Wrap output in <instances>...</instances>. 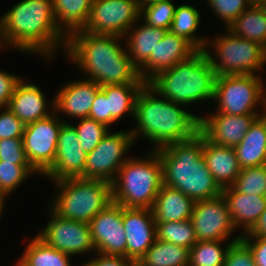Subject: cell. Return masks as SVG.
<instances>
[{"mask_svg": "<svg viewBox=\"0 0 266 266\" xmlns=\"http://www.w3.org/2000/svg\"><path fill=\"white\" fill-rule=\"evenodd\" d=\"M156 239L191 249L196 233L190 219L175 222H156Z\"/></svg>", "mask_w": 266, "mask_h": 266, "instance_id": "34", "label": "cell"}, {"mask_svg": "<svg viewBox=\"0 0 266 266\" xmlns=\"http://www.w3.org/2000/svg\"><path fill=\"white\" fill-rule=\"evenodd\" d=\"M6 194L0 189V217L3 211V207L5 206Z\"/></svg>", "mask_w": 266, "mask_h": 266, "instance_id": "48", "label": "cell"}, {"mask_svg": "<svg viewBox=\"0 0 266 266\" xmlns=\"http://www.w3.org/2000/svg\"><path fill=\"white\" fill-rule=\"evenodd\" d=\"M73 126L77 132L82 149L86 153L95 149L110 129L104 124L90 118L79 119V122Z\"/></svg>", "mask_w": 266, "mask_h": 266, "instance_id": "38", "label": "cell"}, {"mask_svg": "<svg viewBox=\"0 0 266 266\" xmlns=\"http://www.w3.org/2000/svg\"><path fill=\"white\" fill-rule=\"evenodd\" d=\"M233 187L243 194L266 196V164L241 169Z\"/></svg>", "mask_w": 266, "mask_h": 266, "instance_id": "35", "label": "cell"}, {"mask_svg": "<svg viewBox=\"0 0 266 266\" xmlns=\"http://www.w3.org/2000/svg\"><path fill=\"white\" fill-rule=\"evenodd\" d=\"M24 128L25 124L8 107L0 108V139L22 138Z\"/></svg>", "mask_w": 266, "mask_h": 266, "instance_id": "42", "label": "cell"}, {"mask_svg": "<svg viewBox=\"0 0 266 266\" xmlns=\"http://www.w3.org/2000/svg\"><path fill=\"white\" fill-rule=\"evenodd\" d=\"M72 123L64 122L58 135L56 157L53 165L43 174L53 182L66 178H84L87 153L80 144Z\"/></svg>", "mask_w": 266, "mask_h": 266, "instance_id": "16", "label": "cell"}, {"mask_svg": "<svg viewBox=\"0 0 266 266\" xmlns=\"http://www.w3.org/2000/svg\"><path fill=\"white\" fill-rule=\"evenodd\" d=\"M235 229L242 228V235L250 232L266 208V196L247 195L233 186L222 189Z\"/></svg>", "mask_w": 266, "mask_h": 266, "instance_id": "22", "label": "cell"}, {"mask_svg": "<svg viewBox=\"0 0 266 266\" xmlns=\"http://www.w3.org/2000/svg\"><path fill=\"white\" fill-rule=\"evenodd\" d=\"M32 173L38 175L31 165H18L12 162L0 161V189L6 196L11 195Z\"/></svg>", "mask_w": 266, "mask_h": 266, "instance_id": "37", "label": "cell"}, {"mask_svg": "<svg viewBox=\"0 0 266 266\" xmlns=\"http://www.w3.org/2000/svg\"><path fill=\"white\" fill-rule=\"evenodd\" d=\"M138 20H141L138 0H93L82 31L124 37L134 24H138Z\"/></svg>", "mask_w": 266, "mask_h": 266, "instance_id": "11", "label": "cell"}, {"mask_svg": "<svg viewBox=\"0 0 266 266\" xmlns=\"http://www.w3.org/2000/svg\"><path fill=\"white\" fill-rule=\"evenodd\" d=\"M67 37L56 22L52 0H22L0 17L1 49L14 47L49 60L58 48L65 51Z\"/></svg>", "mask_w": 266, "mask_h": 266, "instance_id": "1", "label": "cell"}, {"mask_svg": "<svg viewBox=\"0 0 266 266\" xmlns=\"http://www.w3.org/2000/svg\"><path fill=\"white\" fill-rule=\"evenodd\" d=\"M162 163L163 184L180 190L194 201L222 195L203 156V135L169 143L155 150Z\"/></svg>", "mask_w": 266, "mask_h": 266, "instance_id": "4", "label": "cell"}, {"mask_svg": "<svg viewBox=\"0 0 266 266\" xmlns=\"http://www.w3.org/2000/svg\"><path fill=\"white\" fill-rule=\"evenodd\" d=\"M24 80L23 78L17 83L8 108L27 125L50 116L55 111V104L54 98L48 102L51 104L47 103L45 94L39 86Z\"/></svg>", "mask_w": 266, "mask_h": 266, "instance_id": "20", "label": "cell"}, {"mask_svg": "<svg viewBox=\"0 0 266 266\" xmlns=\"http://www.w3.org/2000/svg\"><path fill=\"white\" fill-rule=\"evenodd\" d=\"M97 256V257H96ZM94 258L83 263L82 266H135L136 263L124 256L103 255L97 253Z\"/></svg>", "mask_w": 266, "mask_h": 266, "instance_id": "46", "label": "cell"}, {"mask_svg": "<svg viewBox=\"0 0 266 266\" xmlns=\"http://www.w3.org/2000/svg\"><path fill=\"white\" fill-rule=\"evenodd\" d=\"M223 266H256L252 250L242 239L234 241L227 251Z\"/></svg>", "mask_w": 266, "mask_h": 266, "instance_id": "41", "label": "cell"}, {"mask_svg": "<svg viewBox=\"0 0 266 266\" xmlns=\"http://www.w3.org/2000/svg\"><path fill=\"white\" fill-rule=\"evenodd\" d=\"M0 161L30 165L25 154L22 138L0 139Z\"/></svg>", "mask_w": 266, "mask_h": 266, "instance_id": "40", "label": "cell"}, {"mask_svg": "<svg viewBox=\"0 0 266 266\" xmlns=\"http://www.w3.org/2000/svg\"><path fill=\"white\" fill-rule=\"evenodd\" d=\"M21 257L28 266H71L70 255L61 252L35 236Z\"/></svg>", "mask_w": 266, "mask_h": 266, "instance_id": "32", "label": "cell"}, {"mask_svg": "<svg viewBox=\"0 0 266 266\" xmlns=\"http://www.w3.org/2000/svg\"><path fill=\"white\" fill-rule=\"evenodd\" d=\"M197 241H226L236 232L226 200L222 195L195 201L190 217Z\"/></svg>", "mask_w": 266, "mask_h": 266, "instance_id": "14", "label": "cell"}, {"mask_svg": "<svg viewBox=\"0 0 266 266\" xmlns=\"http://www.w3.org/2000/svg\"><path fill=\"white\" fill-rule=\"evenodd\" d=\"M216 74L203 50L153 77L148 84L168 100L187 106L214 98Z\"/></svg>", "mask_w": 266, "mask_h": 266, "instance_id": "5", "label": "cell"}, {"mask_svg": "<svg viewBox=\"0 0 266 266\" xmlns=\"http://www.w3.org/2000/svg\"><path fill=\"white\" fill-rule=\"evenodd\" d=\"M207 2L210 9L227 27L254 3L253 0H207Z\"/></svg>", "mask_w": 266, "mask_h": 266, "instance_id": "39", "label": "cell"}, {"mask_svg": "<svg viewBox=\"0 0 266 266\" xmlns=\"http://www.w3.org/2000/svg\"><path fill=\"white\" fill-rule=\"evenodd\" d=\"M233 35L260 44L266 45V14L254 2L228 27Z\"/></svg>", "mask_w": 266, "mask_h": 266, "instance_id": "29", "label": "cell"}, {"mask_svg": "<svg viewBox=\"0 0 266 266\" xmlns=\"http://www.w3.org/2000/svg\"><path fill=\"white\" fill-rule=\"evenodd\" d=\"M261 115H228L225 113L200 116L199 132L210 142L235 148L253 122Z\"/></svg>", "mask_w": 266, "mask_h": 266, "instance_id": "18", "label": "cell"}, {"mask_svg": "<svg viewBox=\"0 0 266 266\" xmlns=\"http://www.w3.org/2000/svg\"><path fill=\"white\" fill-rule=\"evenodd\" d=\"M21 76L0 70V108L8 107L14 89Z\"/></svg>", "mask_w": 266, "mask_h": 266, "instance_id": "43", "label": "cell"}, {"mask_svg": "<svg viewBox=\"0 0 266 266\" xmlns=\"http://www.w3.org/2000/svg\"><path fill=\"white\" fill-rule=\"evenodd\" d=\"M122 38L117 35H93L79 30L67 37L65 51L70 61L101 87L146 83L132 64L126 46H121Z\"/></svg>", "mask_w": 266, "mask_h": 266, "instance_id": "2", "label": "cell"}, {"mask_svg": "<svg viewBox=\"0 0 266 266\" xmlns=\"http://www.w3.org/2000/svg\"><path fill=\"white\" fill-rule=\"evenodd\" d=\"M201 15L197 8L192 5L182 4L175 8L170 31L190 41L198 50H203L209 43L207 38L198 37L196 30L200 26Z\"/></svg>", "mask_w": 266, "mask_h": 266, "instance_id": "31", "label": "cell"}, {"mask_svg": "<svg viewBox=\"0 0 266 266\" xmlns=\"http://www.w3.org/2000/svg\"><path fill=\"white\" fill-rule=\"evenodd\" d=\"M163 185L162 163L151 149L145 158L130 157L112 182V201L126 208L152 209Z\"/></svg>", "mask_w": 266, "mask_h": 266, "instance_id": "6", "label": "cell"}, {"mask_svg": "<svg viewBox=\"0 0 266 266\" xmlns=\"http://www.w3.org/2000/svg\"><path fill=\"white\" fill-rule=\"evenodd\" d=\"M203 156L218 186H233L241 171L235 149L218 146L203 136Z\"/></svg>", "mask_w": 266, "mask_h": 266, "instance_id": "23", "label": "cell"}, {"mask_svg": "<svg viewBox=\"0 0 266 266\" xmlns=\"http://www.w3.org/2000/svg\"><path fill=\"white\" fill-rule=\"evenodd\" d=\"M101 86L91 79L68 82L54 96V112L74 118H88L93 101Z\"/></svg>", "mask_w": 266, "mask_h": 266, "instance_id": "21", "label": "cell"}, {"mask_svg": "<svg viewBox=\"0 0 266 266\" xmlns=\"http://www.w3.org/2000/svg\"><path fill=\"white\" fill-rule=\"evenodd\" d=\"M264 53V65H266V45L263 47Z\"/></svg>", "mask_w": 266, "mask_h": 266, "instance_id": "52", "label": "cell"}, {"mask_svg": "<svg viewBox=\"0 0 266 266\" xmlns=\"http://www.w3.org/2000/svg\"><path fill=\"white\" fill-rule=\"evenodd\" d=\"M198 49L186 38L167 31L164 38L154 48V53L138 69L139 76L148 83L153 77L172 68L195 54Z\"/></svg>", "mask_w": 266, "mask_h": 266, "instance_id": "19", "label": "cell"}, {"mask_svg": "<svg viewBox=\"0 0 266 266\" xmlns=\"http://www.w3.org/2000/svg\"><path fill=\"white\" fill-rule=\"evenodd\" d=\"M255 3L266 14V0H256Z\"/></svg>", "mask_w": 266, "mask_h": 266, "instance_id": "50", "label": "cell"}, {"mask_svg": "<svg viewBox=\"0 0 266 266\" xmlns=\"http://www.w3.org/2000/svg\"><path fill=\"white\" fill-rule=\"evenodd\" d=\"M53 183H56L58 194L49 206L65 219L89 223L113 202L112 183L105 180L79 177Z\"/></svg>", "mask_w": 266, "mask_h": 266, "instance_id": "7", "label": "cell"}, {"mask_svg": "<svg viewBox=\"0 0 266 266\" xmlns=\"http://www.w3.org/2000/svg\"><path fill=\"white\" fill-rule=\"evenodd\" d=\"M88 118L98 121L108 127V100L105 95V86L98 89Z\"/></svg>", "mask_w": 266, "mask_h": 266, "instance_id": "44", "label": "cell"}, {"mask_svg": "<svg viewBox=\"0 0 266 266\" xmlns=\"http://www.w3.org/2000/svg\"><path fill=\"white\" fill-rule=\"evenodd\" d=\"M96 252L126 258V235L122 205L112 202L88 223Z\"/></svg>", "mask_w": 266, "mask_h": 266, "instance_id": "15", "label": "cell"}, {"mask_svg": "<svg viewBox=\"0 0 266 266\" xmlns=\"http://www.w3.org/2000/svg\"><path fill=\"white\" fill-rule=\"evenodd\" d=\"M210 43H213L210 47L213 52L208 49V44L203 51L216 76L258 75L255 72L264 69L263 47L256 42L239 38L227 30L226 34L217 36Z\"/></svg>", "mask_w": 266, "mask_h": 266, "instance_id": "8", "label": "cell"}, {"mask_svg": "<svg viewBox=\"0 0 266 266\" xmlns=\"http://www.w3.org/2000/svg\"><path fill=\"white\" fill-rule=\"evenodd\" d=\"M263 80L260 75L216 76L213 98L218 109L216 113L262 115L266 103ZM259 103L263 108L260 114L257 112Z\"/></svg>", "mask_w": 266, "mask_h": 266, "instance_id": "9", "label": "cell"}, {"mask_svg": "<svg viewBox=\"0 0 266 266\" xmlns=\"http://www.w3.org/2000/svg\"><path fill=\"white\" fill-rule=\"evenodd\" d=\"M241 236H260L266 238V208L262 212L261 217L254 228Z\"/></svg>", "mask_w": 266, "mask_h": 266, "instance_id": "47", "label": "cell"}, {"mask_svg": "<svg viewBox=\"0 0 266 266\" xmlns=\"http://www.w3.org/2000/svg\"><path fill=\"white\" fill-rule=\"evenodd\" d=\"M167 29L149 26L146 23L136 26L135 24L127 31L124 37L127 40L126 49L132 64L139 69L154 53V48L161 41Z\"/></svg>", "mask_w": 266, "mask_h": 266, "instance_id": "26", "label": "cell"}, {"mask_svg": "<svg viewBox=\"0 0 266 266\" xmlns=\"http://www.w3.org/2000/svg\"><path fill=\"white\" fill-rule=\"evenodd\" d=\"M158 1H161V0H138V2H139V8L141 9L144 6H147L149 4L156 3Z\"/></svg>", "mask_w": 266, "mask_h": 266, "instance_id": "49", "label": "cell"}, {"mask_svg": "<svg viewBox=\"0 0 266 266\" xmlns=\"http://www.w3.org/2000/svg\"><path fill=\"white\" fill-rule=\"evenodd\" d=\"M134 142L130 130L115 133L108 131L96 148L87 153L84 178L101 179L112 183L119 169L129 159L125 155Z\"/></svg>", "mask_w": 266, "mask_h": 266, "instance_id": "10", "label": "cell"}, {"mask_svg": "<svg viewBox=\"0 0 266 266\" xmlns=\"http://www.w3.org/2000/svg\"><path fill=\"white\" fill-rule=\"evenodd\" d=\"M176 6L172 0H161L140 9V19L149 26L170 30Z\"/></svg>", "mask_w": 266, "mask_h": 266, "instance_id": "36", "label": "cell"}, {"mask_svg": "<svg viewBox=\"0 0 266 266\" xmlns=\"http://www.w3.org/2000/svg\"><path fill=\"white\" fill-rule=\"evenodd\" d=\"M250 247L256 266H266V238L260 236H241Z\"/></svg>", "mask_w": 266, "mask_h": 266, "instance_id": "45", "label": "cell"}, {"mask_svg": "<svg viewBox=\"0 0 266 266\" xmlns=\"http://www.w3.org/2000/svg\"><path fill=\"white\" fill-rule=\"evenodd\" d=\"M56 112L50 116L25 125L22 135L23 147L31 167L43 175L56 157L58 135L62 124Z\"/></svg>", "mask_w": 266, "mask_h": 266, "instance_id": "12", "label": "cell"}, {"mask_svg": "<svg viewBox=\"0 0 266 266\" xmlns=\"http://www.w3.org/2000/svg\"><path fill=\"white\" fill-rule=\"evenodd\" d=\"M240 239L241 234L229 241L225 247L222 243L226 241H197L190 249L189 266H223L230 245Z\"/></svg>", "mask_w": 266, "mask_h": 266, "instance_id": "33", "label": "cell"}, {"mask_svg": "<svg viewBox=\"0 0 266 266\" xmlns=\"http://www.w3.org/2000/svg\"><path fill=\"white\" fill-rule=\"evenodd\" d=\"M47 209L51 219L44 230L38 232L39 238L71 257L92 250L96 253L88 223L62 218L50 207Z\"/></svg>", "mask_w": 266, "mask_h": 266, "instance_id": "13", "label": "cell"}, {"mask_svg": "<svg viewBox=\"0 0 266 266\" xmlns=\"http://www.w3.org/2000/svg\"><path fill=\"white\" fill-rule=\"evenodd\" d=\"M195 201L180 190L162 185L152 212L155 222H175L190 219Z\"/></svg>", "mask_w": 266, "mask_h": 266, "instance_id": "24", "label": "cell"}, {"mask_svg": "<svg viewBox=\"0 0 266 266\" xmlns=\"http://www.w3.org/2000/svg\"><path fill=\"white\" fill-rule=\"evenodd\" d=\"M15 266H28L26 262L20 257Z\"/></svg>", "mask_w": 266, "mask_h": 266, "instance_id": "51", "label": "cell"}, {"mask_svg": "<svg viewBox=\"0 0 266 266\" xmlns=\"http://www.w3.org/2000/svg\"><path fill=\"white\" fill-rule=\"evenodd\" d=\"M234 149L241 169L266 164V109Z\"/></svg>", "mask_w": 266, "mask_h": 266, "instance_id": "25", "label": "cell"}, {"mask_svg": "<svg viewBox=\"0 0 266 266\" xmlns=\"http://www.w3.org/2000/svg\"><path fill=\"white\" fill-rule=\"evenodd\" d=\"M59 28L69 36L88 21L93 0H52Z\"/></svg>", "mask_w": 266, "mask_h": 266, "instance_id": "28", "label": "cell"}, {"mask_svg": "<svg viewBox=\"0 0 266 266\" xmlns=\"http://www.w3.org/2000/svg\"><path fill=\"white\" fill-rule=\"evenodd\" d=\"M134 119L136 126L130 130L134 141L143 136L154 144L153 150L190 139L199 132L200 115L161 96L148 83L137 96Z\"/></svg>", "mask_w": 266, "mask_h": 266, "instance_id": "3", "label": "cell"}, {"mask_svg": "<svg viewBox=\"0 0 266 266\" xmlns=\"http://www.w3.org/2000/svg\"><path fill=\"white\" fill-rule=\"evenodd\" d=\"M190 249L155 240L136 263L137 266H189Z\"/></svg>", "mask_w": 266, "mask_h": 266, "instance_id": "30", "label": "cell"}, {"mask_svg": "<svg viewBox=\"0 0 266 266\" xmlns=\"http://www.w3.org/2000/svg\"><path fill=\"white\" fill-rule=\"evenodd\" d=\"M126 235V258L137 263L156 240V222L152 209L122 206Z\"/></svg>", "mask_w": 266, "mask_h": 266, "instance_id": "17", "label": "cell"}, {"mask_svg": "<svg viewBox=\"0 0 266 266\" xmlns=\"http://www.w3.org/2000/svg\"><path fill=\"white\" fill-rule=\"evenodd\" d=\"M144 84L126 83L105 86V95L108 100V128L125 114H131L134 118L136 99Z\"/></svg>", "mask_w": 266, "mask_h": 266, "instance_id": "27", "label": "cell"}]
</instances>
